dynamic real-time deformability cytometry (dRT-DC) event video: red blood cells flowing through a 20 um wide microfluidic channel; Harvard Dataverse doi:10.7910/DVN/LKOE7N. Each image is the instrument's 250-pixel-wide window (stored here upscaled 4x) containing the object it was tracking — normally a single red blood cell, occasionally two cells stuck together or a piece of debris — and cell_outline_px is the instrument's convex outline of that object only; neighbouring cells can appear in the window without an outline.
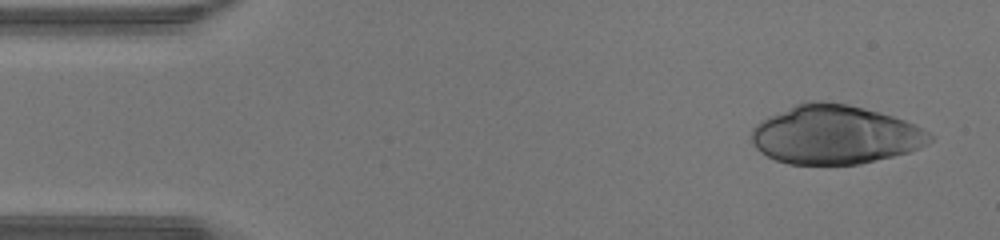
{"species": "human", "species_latin": "Homo sapiens", "temperature_condition": "warm", "stored_images_in_passage": 45, "camera_frame_rate_fps": 3000, "um_per_image_px": 0.085, "donor": {"sex": "male"}, "frame": {"image": 1, "passage_image": 2, "time_ms": 0.333, "image_size_px": [1000, 240], "cell_outline_px": [[936, 136], [928, 144], [908, 152], [860, 164], [788, 164], [776, 160], [760, 152], [752, 144], [752, 128], [760, 120], [768, 116], [804, 100], [824, 100], [848, 104], [880, 112], [916, 124]], "centroid_in_image_um": [70.98, 11.43], "position_along_channel_um": 14.0, "area_um2": 61.56}}
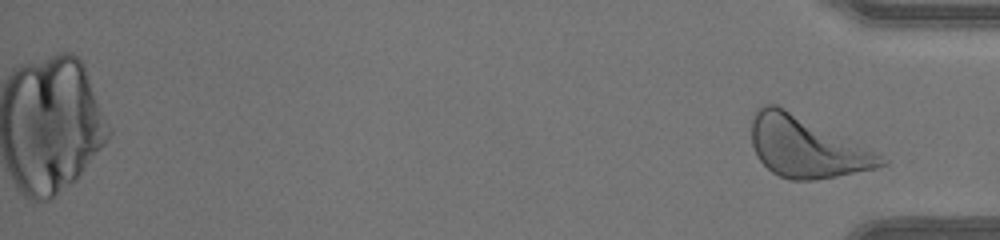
{"frame": {"image": 2, "passage_image": 45, "time_ms": 14.667, "image_size_px": [1000, 240], "cell_outline_px": [[888, 164], [876, 168], [836, 176], [812, 180], [792, 180], [780, 176], [772, 172], [756, 156], [752, 144], [752, 120], [756, 108], [760, 104], [776, 104], [888, 160]], "centroid_in_image_um": [68.45, 12.51], "position_along_channel_um": 366.8, "area_um2": 44.56}}